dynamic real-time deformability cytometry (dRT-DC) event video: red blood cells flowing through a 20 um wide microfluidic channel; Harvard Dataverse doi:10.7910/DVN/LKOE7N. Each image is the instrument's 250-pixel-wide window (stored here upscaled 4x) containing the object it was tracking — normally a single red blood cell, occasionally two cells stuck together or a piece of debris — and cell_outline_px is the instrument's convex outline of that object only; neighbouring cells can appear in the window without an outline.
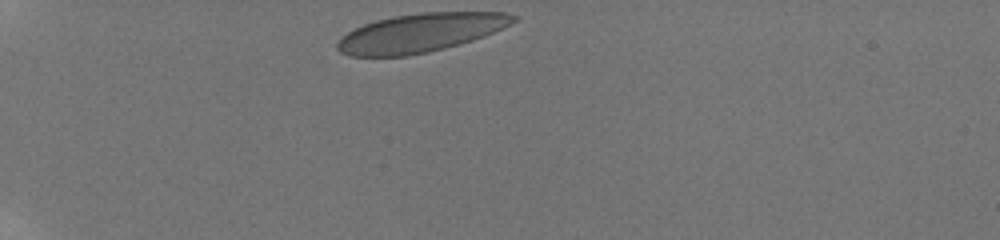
{"species": "human", "species_latin": "Homo sapiens", "temperature_condition": "room temperature", "stored_images_in_passage": 20, "camera_frame_rate_fps": 3000, "um_per_image_px": 0.085, "donor": {"sex": "male"}, "frame": {"image": 1, "passage_image": 1, "time_ms": 0.0, "image_size_px": [1000, 240], "cell_outline_px": [[520, 16], [512, 24], [504, 28], [484, 36], [472, 40], [444, 48], [428, 52], [408, 56], [348, 56], [340, 52], [336, 48], [336, 44], [340, 36], [364, 24], [376, 20], [392, 16], [420, 12], [504, 12]], "centroid_in_image_um": [35.74, 2.78], "position_along_channel_um": 49.3, "area_um2": 39.82}}
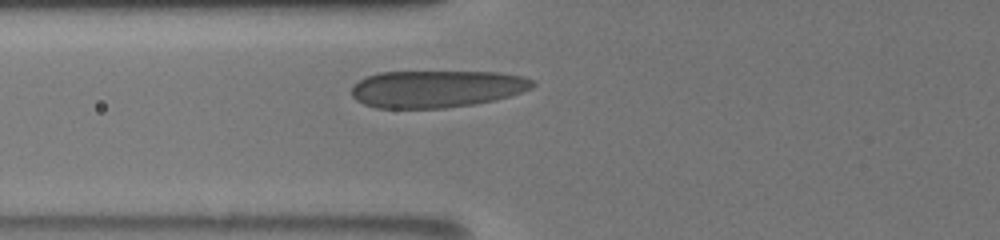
{"frame": {"image": 2, "passage_image": 16, "time_ms": 2.333, "image_size_px": [1000, 240], "cell_outline_px": [[536, 84], [532, 88], [508, 96], [476, 104], [444, 108], [376, 108], [364, 104], [356, 100], [352, 96], [352, 84], [368, 76], [380, 72], [500, 72], [524, 76], [536, 80]], "centroid_in_image_um": [37.13, 7.55], "position_along_channel_um": 88.7, "area_um2": 39.36}}